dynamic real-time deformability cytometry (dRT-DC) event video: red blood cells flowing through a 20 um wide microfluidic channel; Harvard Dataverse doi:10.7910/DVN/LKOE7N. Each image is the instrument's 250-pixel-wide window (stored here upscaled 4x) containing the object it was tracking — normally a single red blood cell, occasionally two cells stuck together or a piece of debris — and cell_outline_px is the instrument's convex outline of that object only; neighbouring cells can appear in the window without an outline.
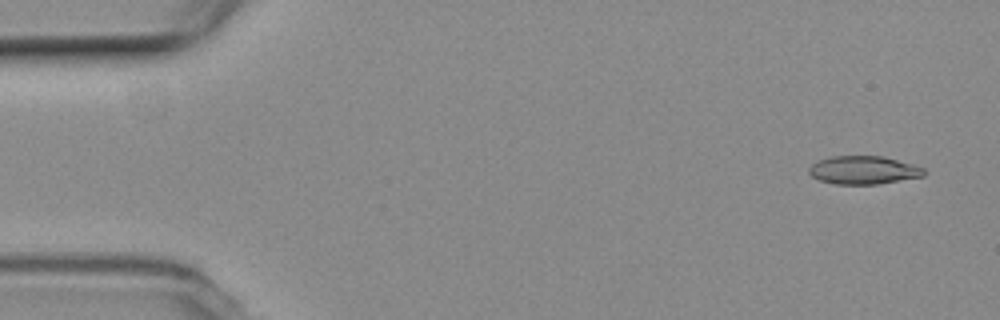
{"species": "common noctule bat (a hibernating species)", "species_latin": "Nyctalus noctula", "temperature_condition": "room temperature", "stored_images_in_passage": 55, "camera_frame_rate_fps": 3000, "um_per_image_px": 0.085, "animal": {"sex": "female", "body_mass_g": 19.3, "forearm_length_mm": 54.1}, "frame": {"image": 1, "passage_image": 3, "time_ms": 0.667, "image_size_px": [1000, 320], "cell_outline_px": [[924, 176], [876, 184], [836, 184], [820, 180], [812, 176], [808, 172], [808, 168], [812, 164], [820, 160], [832, 156], [884, 156], [912, 164], [924, 168]], "centroid_in_image_um": [73.39, 14.45], "position_along_channel_um": 11.6, "area_um2": 18.73}}
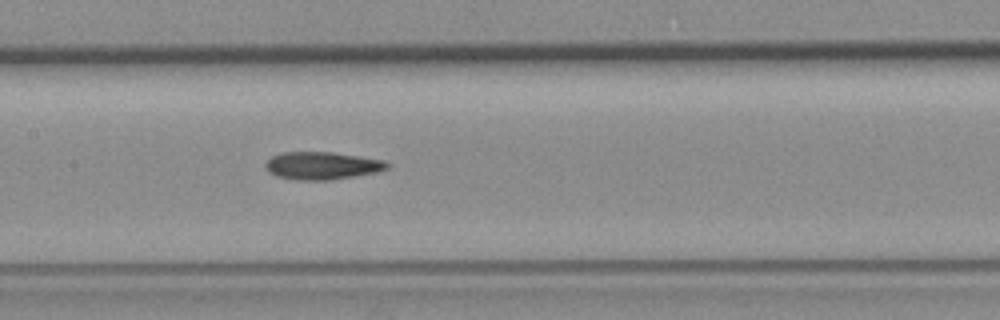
{"frame": {"image": 2, "passage_image": 26, "time_ms": 8.333, "image_size_px": [1000, 320], "cell_outline_px": [[392, 164], [388, 168], [380, 172], [332, 180], [296, 180], [276, 176], [268, 172], [264, 168], [264, 164], [272, 156], [284, 152], [332, 152], [384, 160]], "centroid_in_image_um": [27.4, 14.09], "position_along_channel_um": 180.0, "area_um2": 19.88}}
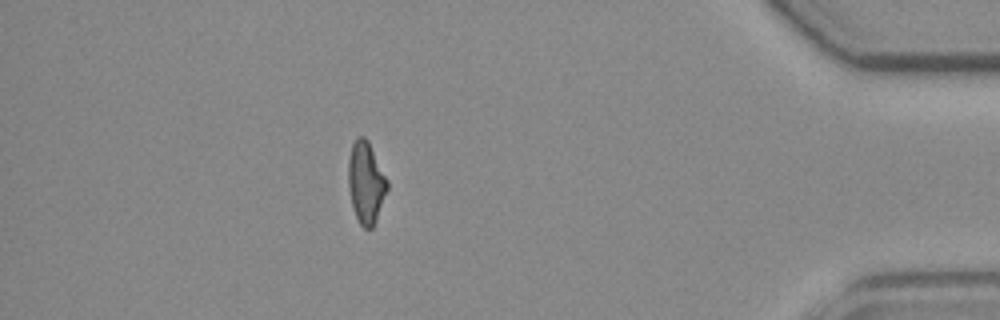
{"frame": {"image": 3, "passage_image": 48, "time_ms": 15.667, "image_size_px": [1000, 320], "cell_outline_px": [[388, 188], [376, 220], [372, 228], [364, 228], [360, 224], [356, 216], [352, 204], [348, 188], [348, 160], [352, 144], [356, 136], [364, 136], [368, 140], [388, 180]], "centroid_in_image_um": [31.1, 15.48], "position_along_channel_um": 404.1, "area_um2": 18.55}, "authors_computed_cell_mechanics": {"area_um2": 19.0162, "velocity_mm_per_s": 3.7553, "shape_relaxation_time_tau1_ms": null, "shape_relaxation_time_tau2_ms": 5.9417, "deformation_change_tau1": null, "deformation_change_tau2": 0.1619}}